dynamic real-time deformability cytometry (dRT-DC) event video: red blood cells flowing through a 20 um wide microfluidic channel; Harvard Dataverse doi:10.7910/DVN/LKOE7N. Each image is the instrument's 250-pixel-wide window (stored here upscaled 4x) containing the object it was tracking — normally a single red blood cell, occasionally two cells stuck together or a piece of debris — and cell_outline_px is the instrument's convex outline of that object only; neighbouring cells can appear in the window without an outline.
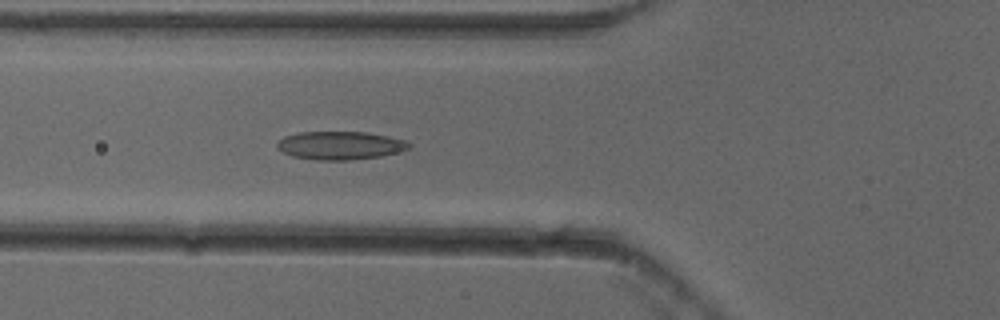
{"species": "common noctule bat (a hibernating species)", "species_latin": "Nyctalus noctula", "temperature_condition": "cold", "stored_images_in_passage": 38, "camera_frame_rate_fps": 3000, "um_per_image_px": 0.085, "animal": {"sex": "female"}, "frame": {"image": 1, "passage_image": 18, "time_ms": 5.667, "image_size_px": [1000, 320], "cell_outline_px": [[412, 148], [380, 156], [348, 160], [316, 160], [292, 156], [284, 152], [276, 144], [284, 136], [296, 132], [368, 132], [388, 136], [404, 140], [412, 144]], "centroid_in_image_um": [28.93, 12.35], "position_along_channel_um": 96.9, "area_um2": 21.62}}
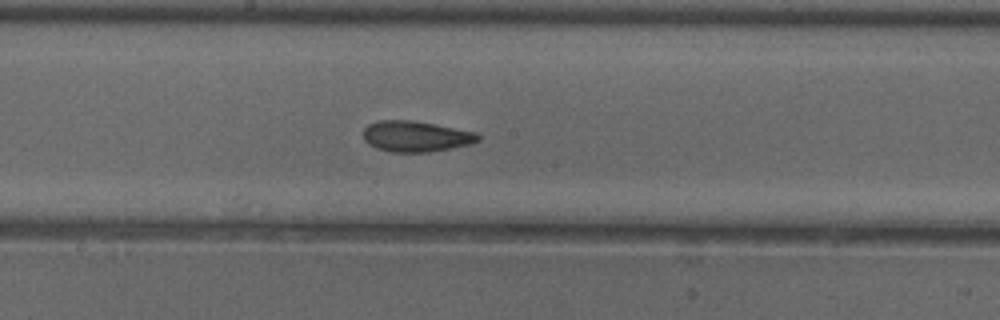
{"frame": {"image": 2, "passage_image": 27, "time_ms": 8.667, "image_size_px": [1000, 320], "cell_outline_px": [[480, 140], [468, 144], [428, 152], [392, 152], [376, 148], [368, 144], [364, 140], [364, 128], [368, 124], [376, 120], [412, 120], [476, 132], [480, 136]], "centroid_in_image_um": [35.3, 11.58], "position_along_channel_um": 212.9, "area_um2": 20.46}}
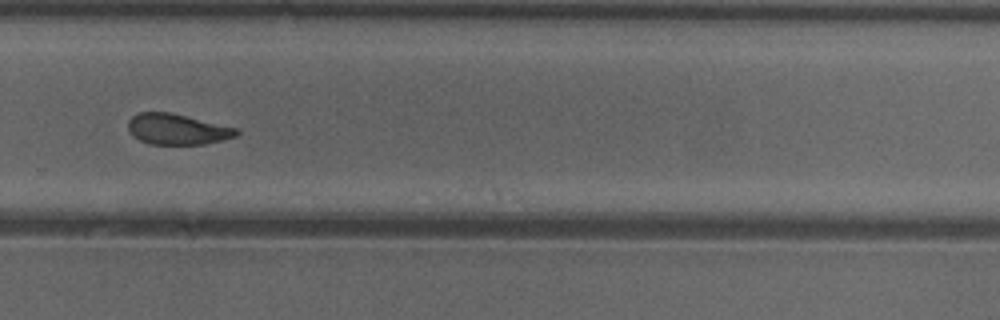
{"frame": {"image": 3, "passage_image": 35, "time_ms": 11.333, "image_size_px": [1000, 320], "cell_outline_px": [[240, 132], [236, 136], [204, 144], [148, 144], [132, 136], [128, 132], [128, 120], [132, 116], [140, 112], [168, 112], [240, 128]], "centroid_in_image_um": [15.05, 10.98], "position_along_channel_um": 314.7, "area_um2": 19.48}}